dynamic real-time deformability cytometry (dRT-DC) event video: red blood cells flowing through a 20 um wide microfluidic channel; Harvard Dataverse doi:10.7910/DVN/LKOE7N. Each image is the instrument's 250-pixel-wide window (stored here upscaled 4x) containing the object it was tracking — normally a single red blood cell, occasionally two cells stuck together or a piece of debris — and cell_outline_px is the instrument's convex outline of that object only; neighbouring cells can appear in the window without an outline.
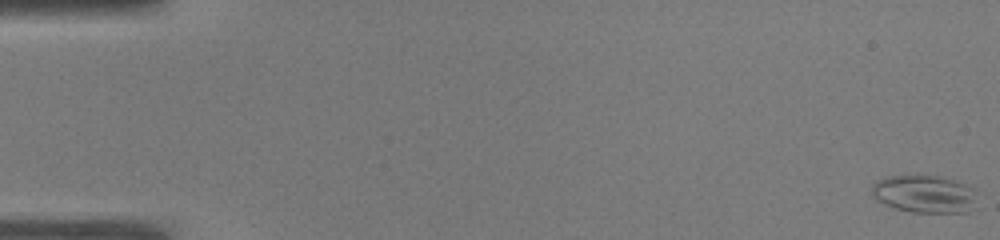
{"species": "common noctule bat (a hibernating species)", "species_latin": "Nyctalus noctula", "temperature_condition": "warm", "stored_images_in_passage": 53, "camera_frame_rate_fps": 3000, "um_per_image_px": 0.085, "animal": {"sex": "male", "body_mass_g": 19.0, "forearm_length_mm": 50.8}, "frame": {"image": 1, "passage_image": 1, "time_ms": 0.0, "image_size_px": [1000, 240], "cell_outline_px": [[980, 192], [968, 212], [912, 212], [896, 208], [872, 196], [872, 184], [876, 180], [884, 176], [940, 176], [976, 188]], "centroid_in_image_um": [78.61, 16.47], "position_along_channel_um": 6.4, "area_um2": 23.0}}
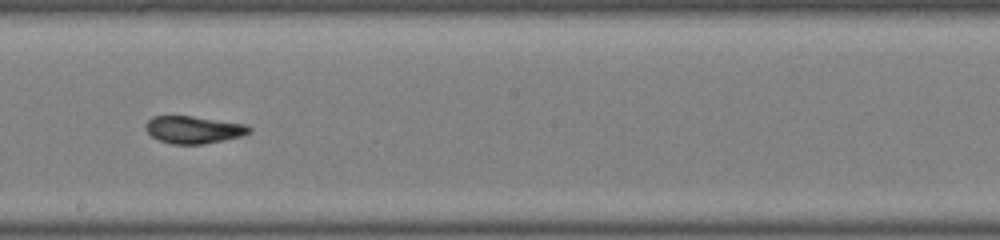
{"frame": {"image": 2, "passage_image": 31, "time_ms": 10.0, "image_size_px": [1000, 240], "cell_outline_px": [[252, 132], [244, 136], [200, 144], [172, 144], [160, 140], [152, 136], [144, 128], [144, 124], [152, 116], [192, 116], [248, 124], [252, 128]], "centroid_in_image_um": [16.49, 11.01], "position_along_channel_um": 231.7, "area_um2": 16.65}}
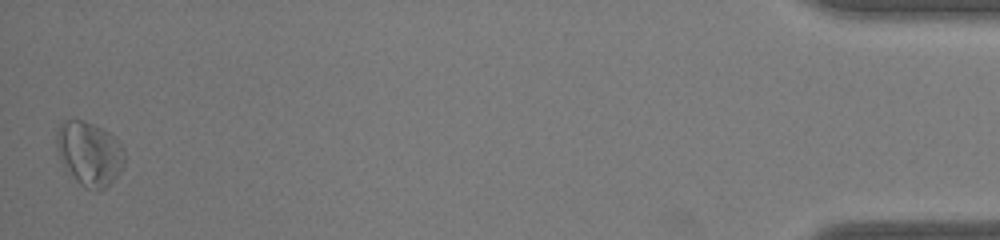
{"frame": {"image": 3, "passage_image": 53, "time_ms": 17.333, "image_size_px": [1000, 240], "cell_outline_px": [[124, 164], [116, 176], [104, 188], [84, 188], [64, 168], [56, 148], [56, 132], [60, 124], [64, 120], [84, 120], [104, 128], [124, 148]], "centroid_in_image_um": [7.57, 13.01], "position_along_channel_um": 427.6, "area_um2": 25.2}, "authors_computed_cell_mechanics": {"area_um2": 18.496, "velocity_mm_per_s": 3.8589, "shape_relaxation_time_tau1_ms": 2.7767, "shape_relaxation_time_tau2_ms": 6.4336, "deformation_change_tau1": 0.0957, "deformation_change_tau2": 0.145}}